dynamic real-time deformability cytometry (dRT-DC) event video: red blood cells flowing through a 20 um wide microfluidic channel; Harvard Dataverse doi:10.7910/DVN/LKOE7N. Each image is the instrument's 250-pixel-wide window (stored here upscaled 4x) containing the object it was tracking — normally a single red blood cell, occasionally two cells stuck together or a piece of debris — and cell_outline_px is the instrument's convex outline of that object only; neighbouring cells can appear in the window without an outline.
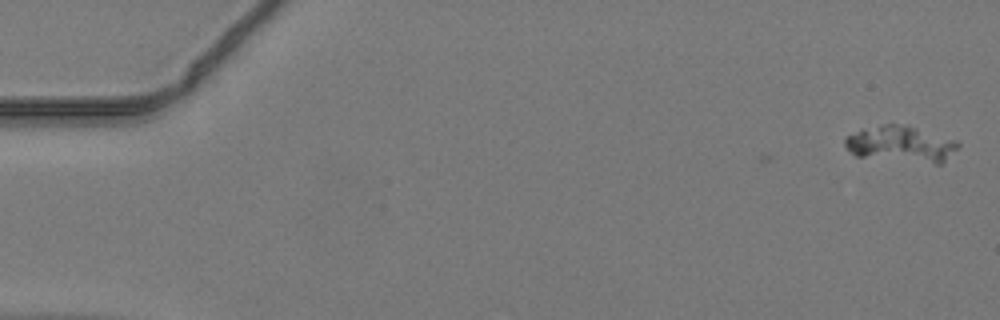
{"species": "common noctule bat (a hibernating species)", "species_latin": "Nyctalus noctula", "temperature_condition": "warm", "stored_images_in_passage": 3, "camera_frame_rate_fps": 3000, "um_per_image_px": 0.085, "animal": {"sex": "male", "body_mass_g": 19.2, "forearm_length_mm": 51.8}, "frame": {"image": 1, "passage_image": 1, "time_ms": 0.0, "image_size_px": [1000, 320], "cell_outline_px": [[960, 144], [940, 164], [936, 164], [856, 156], [844, 144], [844, 140], [848, 136], [884, 124], [908, 124], [956, 140]], "centroid_in_image_um": [76.63, 12.25], "position_along_channel_um": 8.4, "area_um2": 23.29}}